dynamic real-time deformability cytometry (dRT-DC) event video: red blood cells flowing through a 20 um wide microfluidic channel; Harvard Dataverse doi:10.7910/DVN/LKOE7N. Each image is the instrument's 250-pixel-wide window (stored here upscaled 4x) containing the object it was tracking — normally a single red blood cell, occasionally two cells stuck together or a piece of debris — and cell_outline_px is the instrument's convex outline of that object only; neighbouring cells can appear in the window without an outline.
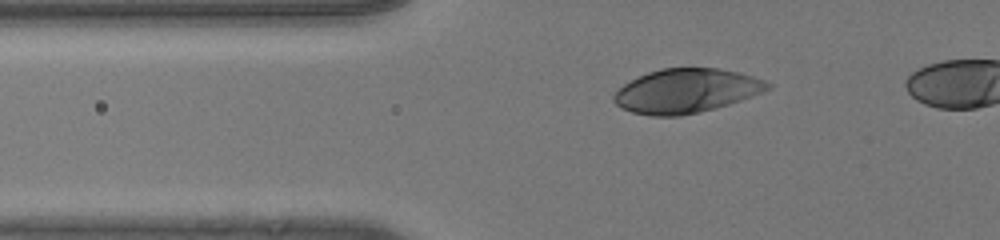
{"species": "human", "species_latin": "Homo sapiens", "temperature_condition": "room temperature", "stored_images_in_passage": 43, "camera_frame_rate_fps": 3000, "um_per_image_px": 0.085, "donor": {"sex": "male"}, "frame": {"image": 1, "passage_image": 13, "time_ms": 4.0, "image_size_px": [1000, 240], "cell_outline_px": [[772, 88], [740, 100], [728, 104], [700, 112], [680, 116], [652, 116], [632, 112], [620, 108], [612, 100], [612, 96], [624, 84], [648, 72], [660, 68], [720, 68], [752, 76], [764, 80], [772, 84]], "centroid_in_image_um": [58.31, 7.73], "position_along_channel_um": 67.5, "area_um2": 39.36}}
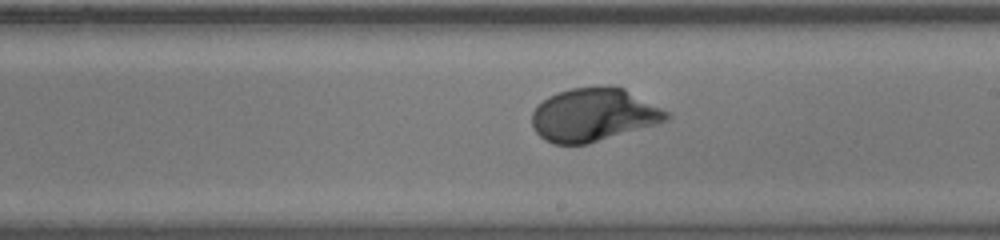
{"frame": {"image": 2, "passage_image": 27, "time_ms": 8.667, "image_size_px": [1000, 240], "cell_outline_px": [[672, 116], [668, 120], [656, 124], [588, 144], [552, 144], [544, 140], [536, 132], [532, 124], [532, 112], [548, 96], [556, 92], [568, 88], [608, 84], [624, 88], [668, 112]], "centroid_in_image_um": [50.44, 9.74], "position_along_channel_um": 238.6, "area_um2": 41.91}}
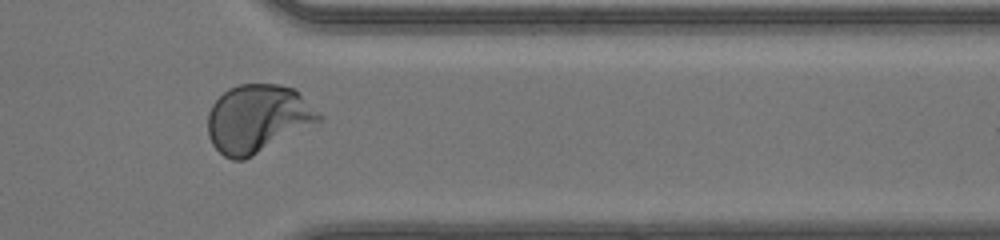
{"frame": {"image": 3, "passage_image": 38, "time_ms": 12.333, "image_size_px": [1000, 240], "cell_outline_px": [[324, 120], [244, 160], [232, 160], [224, 156], [212, 144], [208, 136], [208, 112], [212, 104], [228, 88], [240, 84], [280, 84], [296, 88], [324, 116]], "centroid_in_image_um": [21.94, 10.07], "position_along_channel_um": 389.5, "area_um2": 44.45}}